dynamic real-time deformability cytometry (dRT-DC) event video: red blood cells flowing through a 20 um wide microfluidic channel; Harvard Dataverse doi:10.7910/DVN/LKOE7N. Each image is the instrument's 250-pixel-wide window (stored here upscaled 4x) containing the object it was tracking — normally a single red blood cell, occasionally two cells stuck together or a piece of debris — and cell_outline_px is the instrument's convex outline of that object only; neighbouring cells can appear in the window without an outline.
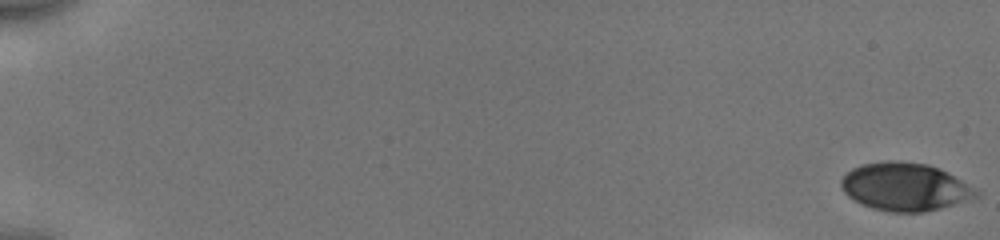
{"species": "human", "species_latin": "Homo sapiens", "temperature_condition": "cold", "stored_images_in_passage": 41, "camera_frame_rate_fps": 3000, "um_per_image_px": 0.085, "donor": {"sex": "male"}, "frame": {"image": 1, "passage_image": 1, "time_ms": 0.0, "image_size_px": [1000, 240], "cell_outline_px": [[980, 196], [940, 208], [924, 212], [888, 212], [872, 208], [860, 204], [848, 196], [844, 192], [840, 184], [840, 180], [852, 168], [860, 164], [884, 160], [900, 160], [928, 164], [940, 168], [948, 172], [976, 188], [980, 192]], "centroid_in_image_um": [76.92, 15.86], "position_along_channel_um": 8.1, "area_um2": 38.15}}
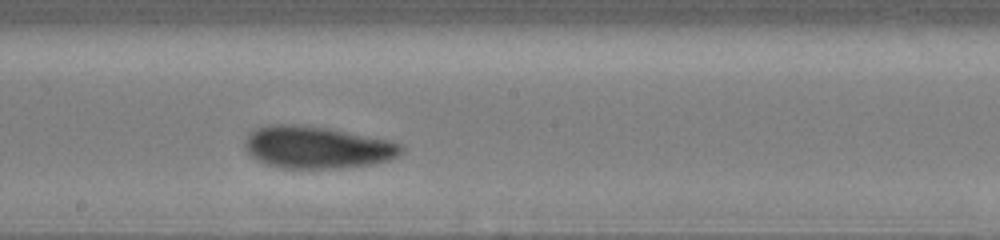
{"frame": {"image": 2, "passage_image": 27, "time_ms": 8.667, "image_size_px": [1000, 240], "cell_outline_px": [[404, 152], [388, 160], [372, 164], [340, 168], [280, 168], [256, 160], [248, 152], [244, 144], [244, 140], [248, 132], [256, 128], [272, 124], [296, 124], [328, 128], [388, 140], [400, 144], [404, 148]], "centroid_in_image_um": [26.91, 12.52], "position_along_channel_um": 221.3, "area_um2": 38.44}}
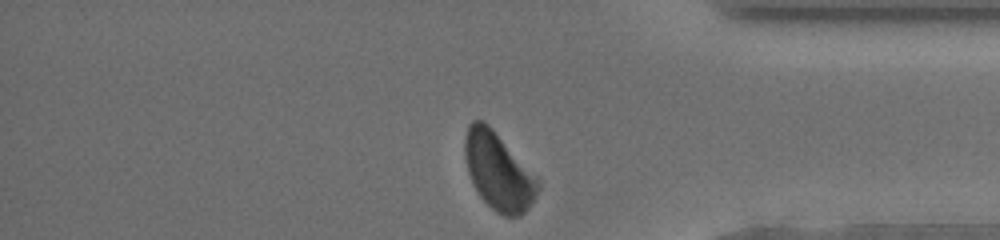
{"frame": {"image": 3, "passage_image": 41, "time_ms": 13.333, "image_size_px": [1000, 240], "cell_outline_px": [[540, 188], [528, 208], [520, 216], [504, 216], [496, 212], [480, 196], [468, 172], [464, 156], [464, 140], [468, 124], [472, 120], [484, 120], [492, 128], [540, 180]], "centroid_in_image_um": [42.36, 14.55], "position_along_channel_um": 392.8, "area_um2": 32.71}, "authors_computed_cell_mechanics": {"area_um2": 37.6278, "velocity_mm_per_s": 3.9046, "shape_relaxation_time_tau1_ms": 3.1936, "shape_relaxation_time_tau2_ms": 1.332, "deformation_change_tau1": 0.1223, "deformation_change_tau2": 0.051}}